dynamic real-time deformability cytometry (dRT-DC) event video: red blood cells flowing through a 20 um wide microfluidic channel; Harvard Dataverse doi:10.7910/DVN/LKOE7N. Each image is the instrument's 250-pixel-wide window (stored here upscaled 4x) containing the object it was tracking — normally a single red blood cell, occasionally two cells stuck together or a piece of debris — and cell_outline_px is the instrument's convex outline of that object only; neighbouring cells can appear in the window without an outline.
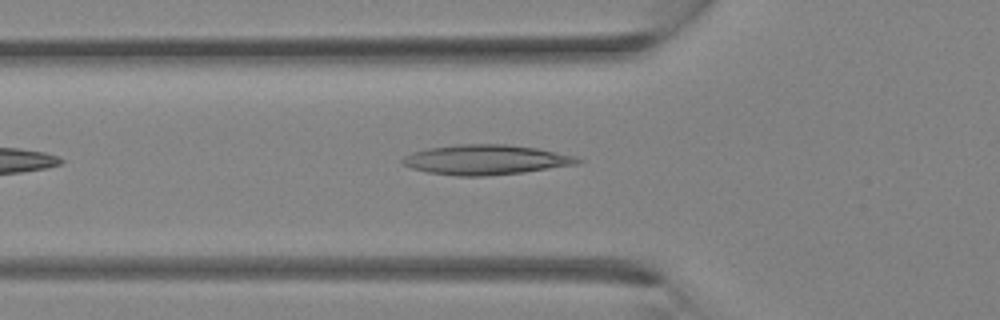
{"species": "Egyptian fruit bat (a non-hibernating species)", "species_latin": "Rousettus aegyptiacus", "temperature_condition": "room temperature", "stored_images_in_passage": 23, "camera_frame_rate_fps": 3000, "um_per_image_px": 0.085, "animal": {"sex": "female"}, "frame": {"image": 1, "passage_image": 4, "time_ms": 1.0, "image_size_px": [1000, 320], "cell_outline_px": [[584, 160], [580, 164], [524, 172], [484, 176], [456, 176], [428, 172], [412, 168], [400, 164], [400, 160], [404, 156], [412, 152], [428, 148], [460, 144], [508, 144], [536, 148], [576, 156]], "centroid_in_image_um": [41.29, 13.58], "position_along_channel_um": 84.5, "area_um2": 30.69}}
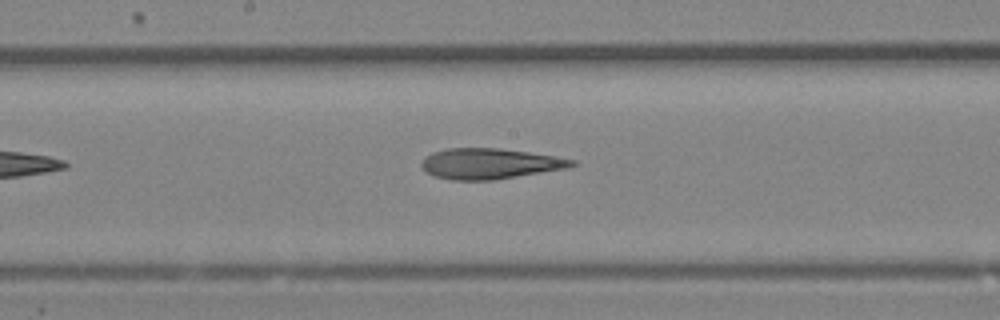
{"frame": {"image": 2, "passage_image": 10, "time_ms": 3.0, "image_size_px": [1000, 320], "cell_outline_px": [[576, 164], [568, 168], [496, 180], [452, 180], [436, 176], [428, 172], [420, 164], [432, 152], [448, 148], [500, 148], [528, 152], [576, 160]], "centroid_in_image_um": [41.67, 13.91], "position_along_channel_um": 206.5, "area_um2": 26.59}}
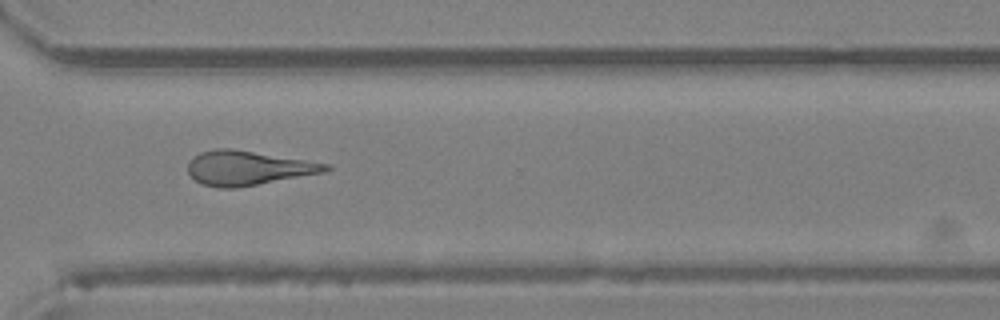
{"frame": {"image": 3, "passage_image": 17, "time_ms": 5.333, "image_size_px": [1000, 320], "cell_outline_px": [[332, 168], [324, 172], [236, 188], [220, 188], [200, 184], [188, 172], [188, 164], [200, 152], [216, 148], [232, 148], [328, 164]], "centroid_in_image_um": [21.04, 14.28], "position_along_channel_um": 349.6, "area_um2": 27.17}}